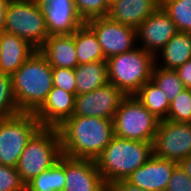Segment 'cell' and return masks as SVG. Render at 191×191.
<instances>
[{"mask_svg": "<svg viewBox=\"0 0 191 191\" xmlns=\"http://www.w3.org/2000/svg\"><path fill=\"white\" fill-rule=\"evenodd\" d=\"M95 33L105 59L135 49L137 32L134 27L123 25L108 17H97L85 22Z\"/></svg>", "mask_w": 191, "mask_h": 191, "instance_id": "obj_10", "label": "cell"}, {"mask_svg": "<svg viewBox=\"0 0 191 191\" xmlns=\"http://www.w3.org/2000/svg\"><path fill=\"white\" fill-rule=\"evenodd\" d=\"M65 186V156L62 155L52 167L25 185V191H63Z\"/></svg>", "mask_w": 191, "mask_h": 191, "instance_id": "obj_24", "label": "cell"}, {"mask_svg": "<svg viewBox=\"0 0 191 191\" xmlns=\"http://www.w3.org/2000/svg\"><path fill=\"white\" fill-rule=\"evenodd\" d=\"M167 120L181 123H191V90H183L170 103Z\"/></svg>", "mask_w": 191, "mask_h": 191, "instance_id": "obj_28", "label": "cell"}, {"mask_svg": "<svg viewBox=\"0 0 191 191\" xmlns=\"http://www.w3.org/2000/svg\"><path fill=\"white\" fill-rule=\"evenodd\" d=\"M178 163L152 155L127 181L144 191H165Z\"/></svg>", "mask_w": 191, "mask_h": 191, "instance_id": "obj_15", "label": "cell"}, {"mask_svg": "<svg viewBox=\"0 0 191 191\" xmlns=\"http://www.w3.org/2000/svg\"><path fill=\"white\" fill-rule=\"evenodd\" d=\"M165 191H191V179L179 164L174 168Z\"/></svg>", "mask_w": 191, "mask_h": 191, "instance_id": "obj_32", "label": "cell"}, {"mask_svg": "<svg viewBox=\"0 0 191 191\" xmlns=\"http://www.w3.org/2000/svg\"><path fill=\"white\" fill-rule=\"evenodd\" d=\"M159 6L160 0H118L109 6L107 17L137 29Z\"/></svg>", "mask_w": 191, "mask_h": 191, "instance_id": "obj_17", "label": "cell"}, {"mask_svg": "<svg viewBox=\"0 0 191 191\" xmlns=\"http://www.w3.org/2000/svg\"><path fill=\"white\" fill-rule=\"evenodd\" d=\"M0 191H25V184L15 167L0 164Z\"/></svg>", "mask_w": 191, "mask_h": 191, "instance_id": "obj_30", "label": "cell"}, {"mask_svg": "<svg viewBox=\"0 0 191 191\" xmlns=\"http://www.w3.org/2000/svg\"><path fill=\"white\" fill-rule=\"evenodd\" d=\"M179 166L185 171V173L191 179V155L184 158L180 163Z\"/></svg>", "mask_w": 191, "mask_h": 191, "instance_id": "obj_36", "label": "cell"}, {"mask_svg": "<svg viewBox=\"0 0 191 191\" xmlns=\"http://www.w3.org/2000/svg\"><path fill=\"white\" fill-rule=\"evenodd\" d=\"M115 1H118V0H107L109 5L113 4Z\"/></svg>", "mask_w": 191, "mask_h": 191, "instance_id": "obj_37", "label": "cell"}, {"mask_svg": "<svg viewBox=\"0 0 191 191\" xmlns=\"http://www.w3.org/2000/svg\"><path fill=\"white\" fill-rule=\"evenodd\" d=\"M126 95L108 82L92 92L76 95L73 116L98 117L113 120Z\"/></svg>", "mask_w": 191, "mask_h": 191, "instance_id": "obj_11", "label": "cell"}, {"mask_svg": "<svg viewBox=\"0 0 191 191\" xmlns=\"http://www.w3.org/2000/svg\"><path fill=\"white\" fill-rule=\"evenodd\" d=\"M185 88L191 90V59L175 70Z\"/></svg>", "mask_w": 191, "mask_h": 191, "instance_id": "obj_33", "label": "cell"}, {"mask_svg": "<svg viewBox=\"0 0 191 191\" xmlns=\"http://www.w3.org/2000/svg\"><path fill=\"white\" fill-rule=\"evenodd\" d=\"M107 60L79 64L75 69L76 95L94 91L108 83Z\"/></svg>", "mask_w": 191, "mask_h": 191, "instance_id": "obj_21", "label": "cell"}, {"mask_svg": "<svg viewBox=\"0 0 191 191\" xmlns=\"http://www.w3.org/2000/svg\"><path fill=\"white\" fill-rule=\"evenodd\" d=\"M153 155L152 143L112 137L109 145L95 159L106 185L127 178Z\"/></svg>", "mask_w": 191, "mask_h": 191, "instance_id": "obj_3", "label": "cell"}, {"mask_svg": "<svg viewBox=\"0 0 191 191\" xmlns=\"http://www.w3.org/2000/svg\"><path fill=\"white\" fill-rule=\"evenodd\" d=\"M155 56L137 47L107 59L108 82L118 87L126 96L134 95L151 80Z\"/></svg>", "mask_w": 191, "mask_h": 191, "instance_id": "obj_4", "label": "cell"}, {"mask_svg": "<svg viewBox=\"0 0 191 191\" xmlns=\"http://www.w3.org/2000/svg\"><path fill=\"white\" fill-rule=\"evenodd\" d=\"M38 50L52 68L75 69L78 66L74 33L51 35Z\"/></svg>", "mask_w": 191, "mask_h": 191, "instance_id": "obj_19", "label": "cell"}, {"mask_svg": "<svg viewBox=\"0 0 191 191\" xmlns=\"http://www.w3.org/2000/svg\"><path fill=\"white\" fill-rule=\"evenodd\" d=\"M43 10L49 36L71 35L85 22L76 11L74 0H35Z\"/></svg>", "mask_w": 191, "mask_h": 191, "instance_id": "obj_13", "label": "cell"}, {"mask_svg": "<svg viewBox=\"0 0 191 191\" xmlns=\"http://www.w3.org/2000/svg\"><path fill=\"white\" fill-rule=\"evenodd\" d=\"M77 13L87 20L97 17H107L109 4L107 0H74Z\"/></svg>", "mask_w": 191, "mask_h": 191, "instance_id": "obj_29", "label": "cell"}, {"mask_svg": "<svg viewBox=\"0 0 191 191\" xmlns=\"http://www.w3.org/2000/svg\"><path fill=\"white\" fill-rule=\"evenodd\" d=\"M161 65L163 69L176 70L191 59V33L177 32L171 40L160 50Z\"/></svg>", "mask_w": 191, "mask_h": 191, "instance_id": "obj_20", "label": "cell"}, {"mask_svg": "<svg viewBox=\"0 0 191 191\" xmlns=\"http://www.w3.org/2000/svg\"><path fill=\"white\" fill-rule=\"evenodd\" d=\"M62 156L60 136L56 127H41L28 141L21 154L17 172L26 185L52 167Z\"/></svg>", "mask_w": 191, "mask_h": 191, "instance_id": "obj_5", "label": "cell"}, {"mask_svg": "<svg viewBox=\"0 0 191 191\" xmlns=\"http://www.w3.org/2000/svg\"><path fill=\"white\" fill-rule=\"evenodd\" d=\"M159 122L134 95L126 96L113 118L114 135L153 143Z\"/></svg>", "mask_w": 191, "mask_h": 191, "instance_id": "obj_6", "label": "cell"}, {"mask_svg": "<svg viewBox=\"0 0 191 191\" xmlns=\"http://www.w3.org/2000/svg\"><path fill=\"white\" fill-rule=\"evenodd\" d=\"M75 94L59 87L50 90L46 101L34 113L42 127H58L65 119L73 116Z\"/></svg>", "mask_w": 191, "mask_h": 191, "instance_id": "obj_16", "label": "cell"}, {"mask_svg": "<svg viewBox=\"0 0 191 191\" xmlns=\"http://www.w3.org/2000/svg\"><path fill=\"white\" fill-rule=\"evenodd\" d=\"M0 72L12 75L37 49L28 41L9 32L0 33Z\"/></svg>", "mask_w": 191, "mask_h": 191, "instance_id": "obj_18", "label": "cell"}, {"mask_svg": "<svg viewBox=\"0 0 191 191\" xmlns=\"http://www.w3.org/2000/svg\"><path fill=\"white\" fill-rule=\"evenodd\" d=\"M63 191H107V185L94 160L65 156V186Z\"/></svg>", "mask_w": 191, "mask_h": 191, "instance_id": "obj_14", "label": "cell"}, {"mask_svg": "<svg viewBox=\"0 0 191 191\" xmlns=\"http://www.w3.org/2000/svg\"><path fill=\"white\" fill-rule=\"evenodd\" d=\"M18 110L35 113L53 88L52 67L37 50L11 75Z\"/></svg>", "mask_w": 191, "mask_h": 191, "instance_id": "obj_2", "label": "cell"}, {"mask_svg": "<svg viewBox=\"0 0 191 191\" xmlns=\"http://www.w3.org/2000/svg\"><path fill=\"white\" fill-rule=\"evenodd\" d=\"M41 127L34 113L0 119V164L16 168L28 141Z\"/></svg>", "mask_w": 191, "mask_h": 191, "instance_id": "obj_8", "label": "cell"}, {"mask_svg": "<svg viewBox=\"0 0 191 191\" xmlns=\"http://www.w3.org/2000/svg\"><path fill=\"white\" fill-rule=\"evenodd\" d=\"M151 80L168 97L170 103L186 89L175 70L163 69L156 65L153 68Z\"/></svg>", "mask_w": 191, "mask_h": 191, "instance_id": "obj_26", "label": "cell"}, {"mask_svg": "<svg viewBox=\"0 0 191 191\" xmlns=\"http://www.w3.org/2000/svg\"><path fill=\"white\" fill-rule=\"evenodd\" d=\"M62 155L94 160L114 136L113 120L71 116L57 127Z\"/></svg>", "mask_w": 191, "mask_h": 191, "instance_id": "obj_1", "label": "cell"}, {"mask_svg": "<svg viewBox=\"0 0 191 191\" xmlns=\"http://www.w3.org/2000/svg\"><path fill=\"white\" fill-rule=\"evenodd\" d=\"M140 47L158 60L160 51L178 32L170 16L159 6L137 29Z\"/></svg>", "mask_w": 191, "mask_h": 191, "instance_id": "obj_12", "label": "cell"}, {"mask_svg": "<svg viewBox=\"0 0 191 191\" xmlns=\"http://www.w3.org/2000/svg\"><path fill=\"white\" fill-rule=\"evenodd\" d=\"M10 0H0V33L4 32L7 6Z\"/></svg>", "mask_w": 191, "mask_h": 191, "instance_id": "obj_35", "label": "cell"}, {"mask_svg": "<svg viewBox=\"0 0 191 191\" xmlns=\"http://www.w3.org/2000/svg\"><path fill=\"white\" fill-rule=\"evenodd\" d=\"M4 31L23 38L37 50L49 37L43 10L35 0H10Z\"/></svg>", "mask_w": 191, "mask_h": 191, "instance_id": "obj_7", "label": "cell"}, {"mask_svg": "<svg viewBox=\"0 0 191 191\" xmlns=\"http://www.w3.org/2000/svg\"><path fill=\"white\" fill-rule=\"evenodd\" d=\"M74 45L78 65L106 60L97 36L86 23L74 32Z\"/></svg>", "mask_w": 191, "mask_h": 191, "instance_id": "obj_22", "label": "cell"}, {"mask_svg": "<svg viewBox=\"0 0 191 191\" xmlns=\"http://www.w3.org/2000/svg\"><path fill=\"white\" fill-rule=\"evenodd\" d=\"M153 155L180 163L191 155V123L161 120L152 143Z\"/></svg>", "mask_w": 191, "mask_h": 191, "instance_id": "obj_9", "label": "cell"}, {"mask_svg": "<svg viewBox=\"0 0 191 191\" xmlns=\"http://www.w3.org/2000/svg\"><path fill=\"white\" fill-rule=\"evenodd\" d=\"M21 113L18 110L11 75L0 72V119Z\"/></svg>", "mask_w": 191, "mask_h": 191, "instance_id": "obj_27", "label": "cell"}, {"mask_svg": "<svg viewBox=\"0 0 191 191\" xmlns=\"http://www.w3.org/2000/svg\"><path fill=\"white\" fill-rule=\"evenodd\" d=\"M53 86L76 95V79L74 69L52 68Z\"/></svg>", "mask_w": 191, "mask_h": 191, "instance_id": "obj_31", "label": "cell"}, {"mask_svg": "<svg viewBox=\"0 0 191 191\" xmlns=\"http://www.w3.org/2000/svg\"><path fill=\"white\" fill-rule=\"evenodd\" d=\"M107 191H144L139 187L132 185L127 180H119L107 185Z\"/></svg>", "mask_w": 191, "mask_h": 191, "instance_id": "obj_34", "label": "cell"}, {"mask_svg": "<svg viewBox=\"0 0 191 191\" xmlns=\"http://www.w3.org/2000/svg\"><path fill=\"white\" fill-rule=\"evenodd\" d=\"M160 6L170 16L178 32L191 33V0H160Z\"/></svg>", "mask_w": 191, "mask_h": 191, "instance_id": "obj_25", "label": "cell"}, {"mask_svg": "<svg viewBox=\"0 0 191 191\" xmlns=\"http://www.w3.org/2000/svg\"><path fill=\"white\" fill-rule=\"evenodd\" d=\"M134 96L160 121L167 118L170 102L152 80L146 82Z\"/></svg>", "mask_w": 191, "mask_h": 191, "instance_id": "obj_23", "label": "cell"}]
</instances>
